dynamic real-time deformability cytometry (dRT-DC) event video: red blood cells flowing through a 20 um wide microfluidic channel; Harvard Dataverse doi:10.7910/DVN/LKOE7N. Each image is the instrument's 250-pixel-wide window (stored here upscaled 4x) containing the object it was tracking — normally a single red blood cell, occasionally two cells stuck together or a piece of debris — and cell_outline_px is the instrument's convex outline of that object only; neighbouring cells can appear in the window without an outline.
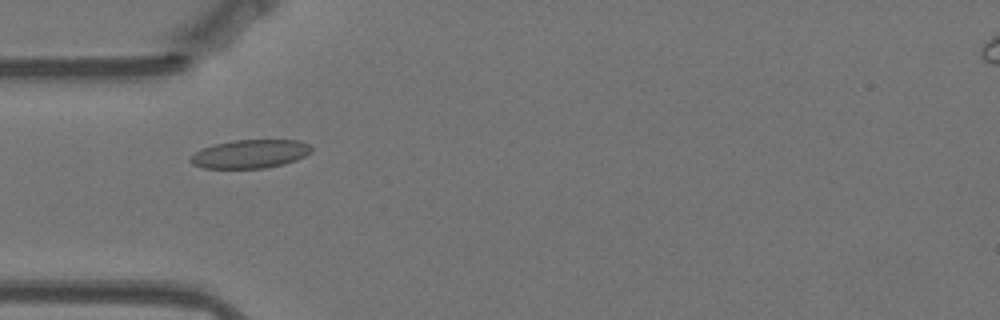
{"species": "Egyptian fruit bat (a non-hibernating species)", "species_latin": "Rousettus aegyptiacus", "temperature_condition": "warm", "stored_images_in_passage": 47, "camera_frame_rate_fps": 3000, "um_per_image_px": 0.085, "animal": {"sex": "female"}, "frame": {"image": 1, "passage_image": 7, "time_ms": 2.0, "image_size_px": [1000, 320], "cell_outline_px": [[312, 152], [296, 160], [284, 164], [264, 168], [204, 168], [192, 164], [188, 160], [196, 152], [204, 148], [216, 144], [232, 140], [300, 140], [308, 144], [312, 148]], "centroid_in_image_um": [21.29, 13.08], "position_along_channel_um": 63.7, "area_um2": 20.0}}
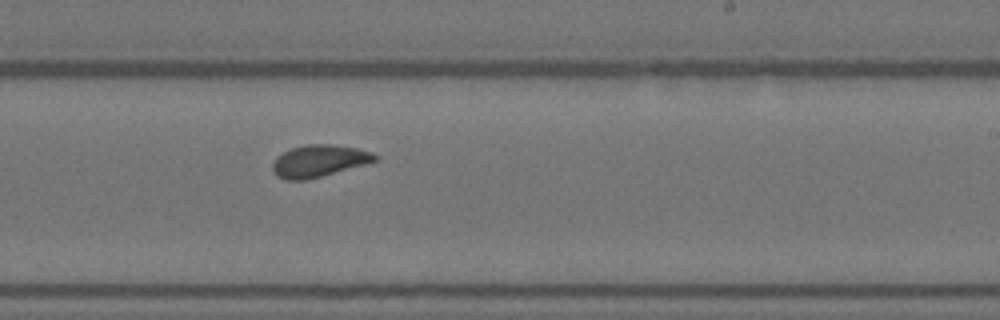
{"frame": {"image": 2, "passage_image": 24, "time_ms": 7.667, "image_size_px": [1000, 320], "cell_outline_px": [[380, 156], [376, 160], [364, 164], [320, 176], [304, 180], [284, 180], [276, 176], [272, 168], [272, 164], [276, 156], [292, 148], [308, 144], [332, 144], [356, 148], [372, 152]], "centroid_in_image_um": [27.08, 13.67], "position_along_channel_um": 261.9, "area_um2": 18.9}}
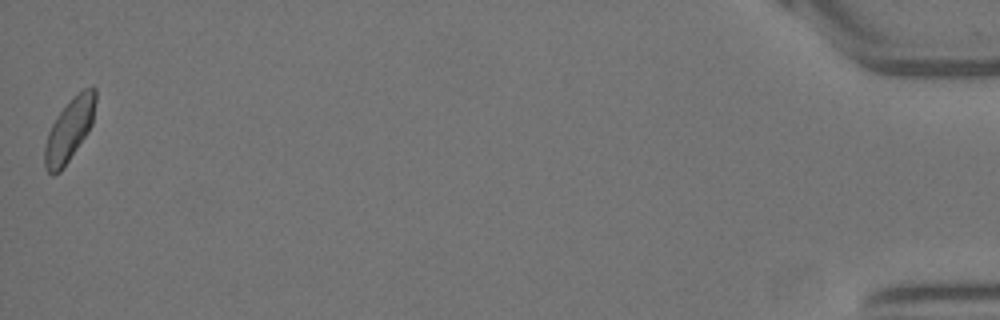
{"frame": {"image": 3, "passage_image": 47, "time_ms": 15.333, "image_size_px": [1000, 320], "cell_outline_px": [[96, 100], [92, 124], [88, 132], [60, 172], [52, 176], [44, 168], [44, 144], [48, 132], [56, 116], [68, 100], [72, 96], [84, 88], [92, 84], [96, 88]], "centroid_in_image_um": [5.89, 11.0], "position_along_channel_um": 429.3, "area_um2": 18.9}, "authors_computed_cell_mechanics": {"area_um2": 19.1318, "velocity_mm_per_s": 3.4945, "shape_relaxation_time_tau1_ms": 5.5196, "shape_relaxation_time_tau2_ms": 0.7354, "deformation_change_tau1": 0.1131, "deformation_change_tau2": 0.0452}}